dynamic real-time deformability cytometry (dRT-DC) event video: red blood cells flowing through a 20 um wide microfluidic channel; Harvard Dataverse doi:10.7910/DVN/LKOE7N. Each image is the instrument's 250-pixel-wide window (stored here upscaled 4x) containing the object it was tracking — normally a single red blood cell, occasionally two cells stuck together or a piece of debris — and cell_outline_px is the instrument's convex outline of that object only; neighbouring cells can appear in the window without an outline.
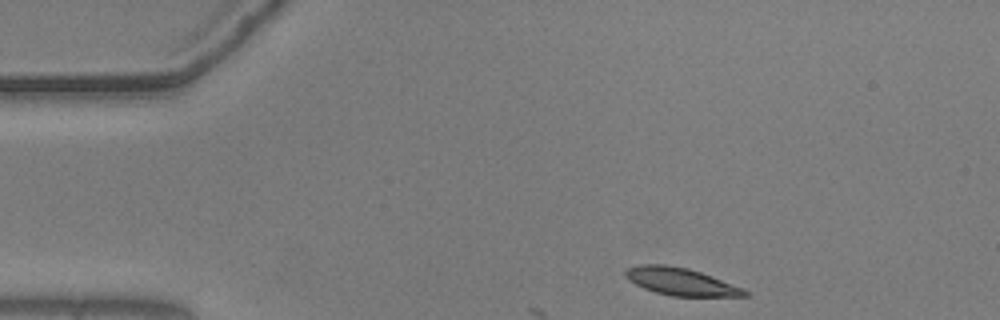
{"species": "common noctule bat (a hibernating species)", "species_latin": "Nyctalus noctula", "temperature_condition": "warm", "stored_images_in_passage": 5, "camera_frame_rate_fps": 3000, "um_per_image_px": 0.085, "animal": {"sex": "male", "body_mass_g": 20.5, "forearm_length_mm": 52.5}, "frame": {"image": 1, "passage_image": 1, "time_ms": 0.0, "image_size_px": [1000, 320], "cell_outline_px": [[748, 296], [672, 296], [656, 292], [644, 288], [628, 280], [624, 276], [624, 272], [628, 268], [640, 264], [664, 264], [688, 268], [700, 272], [744, 288], [748, 292]], "centroid_in_image_um": [57.85, 23.93], "position_along_channel_um": 27.2, "area_um2": 18.96}}